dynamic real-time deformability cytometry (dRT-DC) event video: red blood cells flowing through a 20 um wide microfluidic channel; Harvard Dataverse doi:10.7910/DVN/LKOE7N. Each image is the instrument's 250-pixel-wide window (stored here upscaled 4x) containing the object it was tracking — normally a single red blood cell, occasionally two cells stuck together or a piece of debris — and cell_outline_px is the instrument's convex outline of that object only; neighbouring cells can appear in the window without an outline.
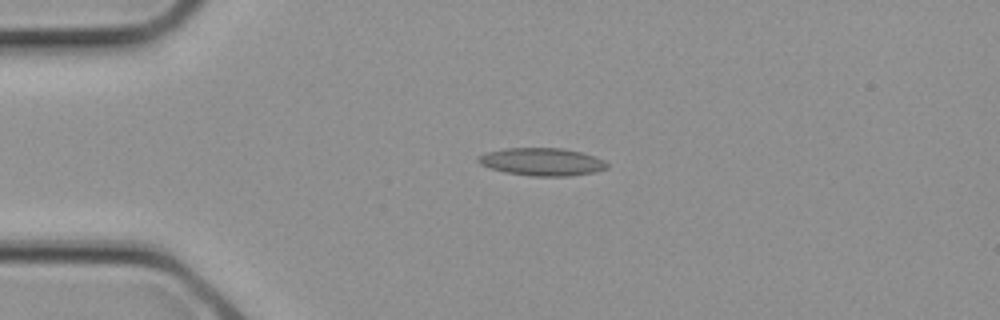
{"species": "common noctule bat (a hibernating species)", "species_latin": "Nyctalus noctula", "temperature_condition": "cold", "stored_images_in_passage": 2, "camera_frame_rate_fps": 3000, "um_per_image_px": 0.085, "animal": {"sex": "female", "body_mass_g": 21.9}, "frame": {"image": 1, "passage_image": 2, "time_ms": 0.333, "image_size_px": [1000, 320], "cell_outline_px": [[608, 168], [592, 172], [568, 176], [532, 176], [504, 172], [488, 168], [480, 164], [476, 160], [476, 156], [488, 152], [504, 148], [564, 148], [580, 152], [604, 160], [608, 164]], "centroid_in_image_um": [46.01, 13.75], "position_along_channel_um": 39.0, "area_um2": 20.81}}